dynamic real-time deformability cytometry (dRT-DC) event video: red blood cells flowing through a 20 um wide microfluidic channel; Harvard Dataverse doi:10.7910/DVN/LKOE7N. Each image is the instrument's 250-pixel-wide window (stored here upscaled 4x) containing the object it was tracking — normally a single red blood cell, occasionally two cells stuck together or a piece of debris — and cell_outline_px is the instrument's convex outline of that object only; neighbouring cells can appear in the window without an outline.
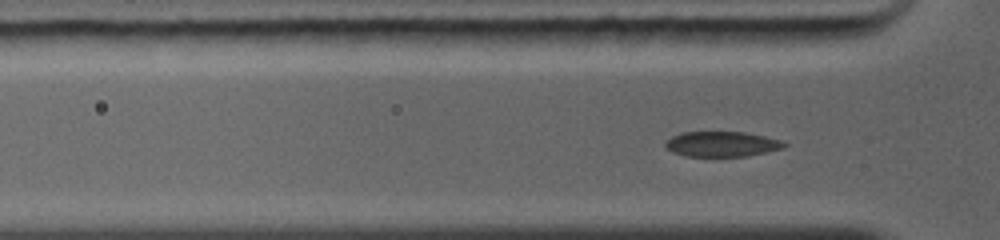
{"species": "common noctule bat (a hibernating species)", "species_latin": "Nyctalus noctula", "temperature_condition": "warm", "stored_images_in_passage": 26, "camera_frame_rate_fps": 5000, "um_per_image_px": 0.085, "animal": {"sex": "female", "body_mass_g": 19.0, "forearm_length_mm": 56.7}, "frame": {"image": 1, "passage_image": 5, "time_ms": 1.0, "image_size_px": [1000, 240], "cell_outline_px": [[788, 144], [784, 148], [748, 156], [684, 156], [672, 152], [664, 144], [672, 136], [680, 132], [744, 132], [764, 136], [780, 140]], "centroid_in_image_um": [61.36, 12.24], "position_along_channel_um": 64.4, "area_um2": 17.4}}
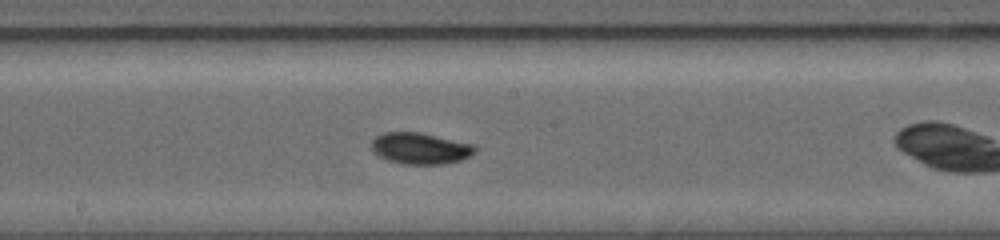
{"frame": {"image": 2, "passage_image": 15, "time_ms": 4.4, "image_size_px": [1000, 240], "cell_outline_px": [[476, 152], [460, 160], [444, 164], [400, 164], [388, 160], [380, 156], [372, 148], [372, 140], [376, 136], [384, 132], [420, 132], [476, 144]], "centroid_in_image_um": [35.76, 12.6], "position_along_channel_um": 212.4, "area_um2": 18.96}}
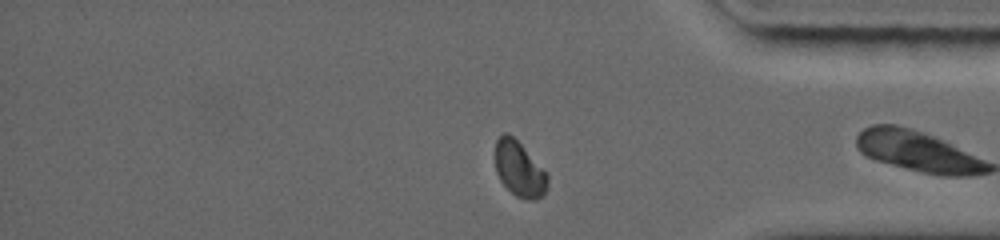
{"frame": {"image": 3, "passage_image": 24, "time_ms": 8.8, "image_size_px": [1000, 240], "cell_outline_px": [[548, 188], [536, 200], [528, 200], [516, 196], [500, 180], [496, 172], [492, 156], [496, 140], [504, 132], [508, 132], [548, 172]], "centroid_in_image_um": [44.11, 14.35], "position_along_channel_um": 391.1, "area_um2": 17.22}, "authors_computed_cell_mechanics": {"area_um2": 18.0625, "velocity_mm_per_s": 4.3507, "shape_relaxation_time_tau1_ms": 3.9629, "shape_relaxation_time_tau2_ms": null, "deformation_change_tau1": 0.141, "deformation_change_tau2": null}}